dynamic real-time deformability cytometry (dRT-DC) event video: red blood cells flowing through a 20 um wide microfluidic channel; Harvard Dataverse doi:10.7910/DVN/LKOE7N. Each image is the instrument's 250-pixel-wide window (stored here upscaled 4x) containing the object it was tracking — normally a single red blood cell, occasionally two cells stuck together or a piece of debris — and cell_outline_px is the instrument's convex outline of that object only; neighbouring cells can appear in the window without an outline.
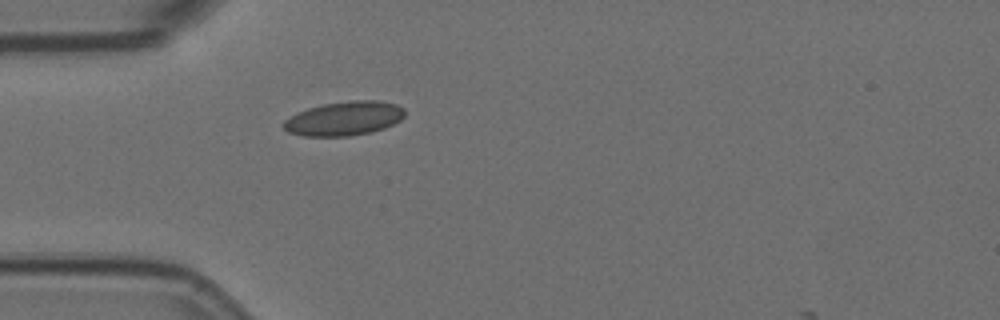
{"species": "Egyptian fruit bat (a non-hibernating species)", "species_latin": "Rousettus aegyptiacus", "temperature_condition": "room temperature", "stored_images_in_passage": 2, "camera_frame_rate_fps": 3000, "um_per_image_px": 0.085, "animal": {"sex": "female"}, "frame": {"image": 1, "passage_image": 1, "time_ms": 0.0, "image_size_px": [1000, 320], "cell_outline_px": [[404, 116], [400, 120], [384, 128], [372, 132], [348, 136], [304, 136], [288, 132], [280, 124], [284, 120], [296, 112], [308, 108], [324, 104], [348, 100], [380, 100], [396, 104], [404, 108]], "centroid_in_image_um": [29.23, 10.06], "position_along_channel_um": 55.8, "area_um2": 24.28}}